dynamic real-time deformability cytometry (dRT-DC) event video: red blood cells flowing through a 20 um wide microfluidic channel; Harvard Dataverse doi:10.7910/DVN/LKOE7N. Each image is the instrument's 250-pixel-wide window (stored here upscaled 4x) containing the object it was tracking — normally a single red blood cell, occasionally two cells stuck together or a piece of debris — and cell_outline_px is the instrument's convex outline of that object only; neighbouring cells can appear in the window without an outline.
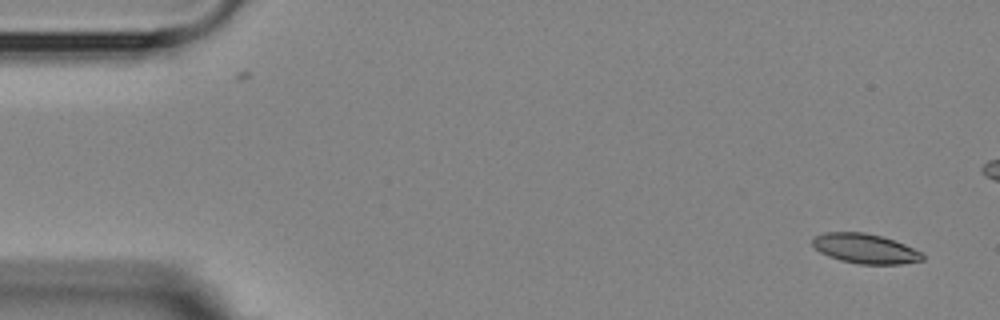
{"species": "Egyptian fruit bat (a non-hibernating species)", "species_latin": "Rousettus aegyptiacus", "temperature_condition": "room temperature", "stored_images_in_passage": 5, "camera_frame_rate_fps": 3000, "um_per_image_px": 0.085, "animal": {"sex": "female"}, "frame": {"image": 1, "passage_image": 1, "time_ms": 0.0, "image_size_px": [1000, 320], "cell_outline_px": [[924, 260], [900, 264], [860, 264], [840, 260], [828, 256], [820, 252], [812, 244], [812, 236], [824, 232], [864, 232], [880, 236], [904, 244], [924, 252]], "centroid_in_image_um": [73.53, 21.13], "position_along_channel_um": 11.5, "area_um2": 19.13}}